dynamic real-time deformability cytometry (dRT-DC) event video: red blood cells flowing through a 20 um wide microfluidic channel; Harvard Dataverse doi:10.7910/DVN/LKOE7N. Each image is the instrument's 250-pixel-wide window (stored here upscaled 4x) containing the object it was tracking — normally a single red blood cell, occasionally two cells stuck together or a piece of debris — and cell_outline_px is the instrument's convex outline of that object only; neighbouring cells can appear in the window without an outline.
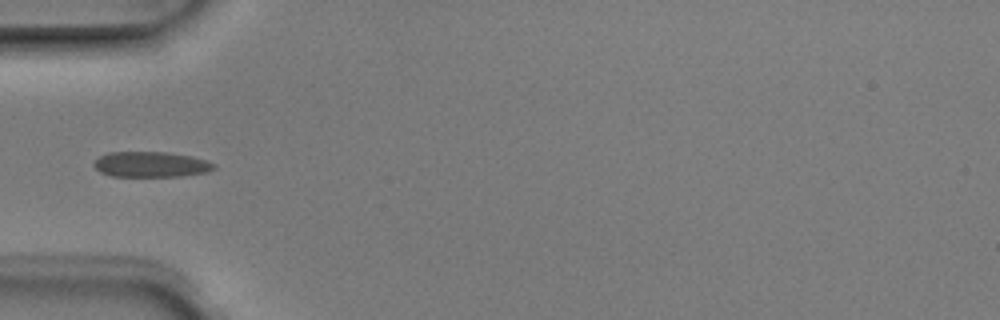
{"species": "Egyptian fruit bat (a non-hibernating species)", "species_latin": "Rousettus aegyptiacus", "temperature_condition": "room temperature", "stored_images_in_passage": 1, "camera_frame_rate_fps": 3000, "um_per_image_px": 0.085, "animal": {"sex": "male"}, "frame": {"image": 1, "passage_image": 1, "time_ms": 0.0, "image_size_px": [1000, 320], "cell_outline_px": [[216, 168], [208, 172], [180, 176], [112, 176], [100, 172], [92, 164], [100, 156], [108, 152], [164, 152], [192, 156], [216, 164]], "centroid_in_image_um": [12.84, 13.97], "position_along_channel_um": 72.2, "area_um2": 17.74}}